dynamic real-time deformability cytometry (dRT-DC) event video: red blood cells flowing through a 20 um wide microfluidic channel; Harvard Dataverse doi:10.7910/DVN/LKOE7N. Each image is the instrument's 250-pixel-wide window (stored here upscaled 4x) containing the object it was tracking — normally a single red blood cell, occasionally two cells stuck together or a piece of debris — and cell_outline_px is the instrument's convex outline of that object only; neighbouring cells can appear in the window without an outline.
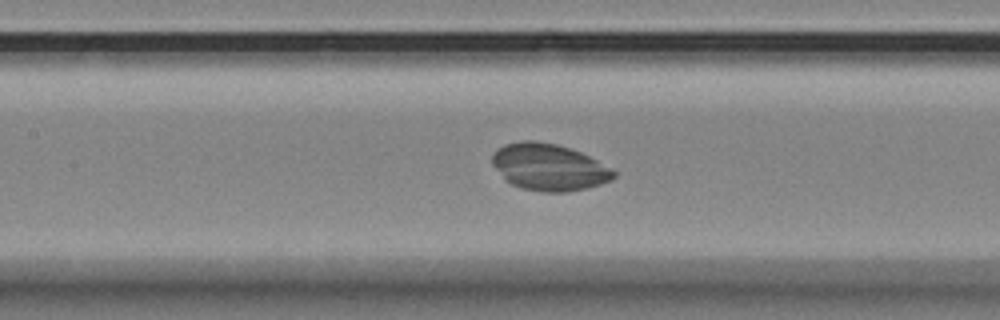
{"species": "Egyptian fruit bat (a non-hibernating species)", "species_latin": "Rousettus aegyptiacus", "temperature_condition": "room temperature", "stored_images_in_passage": 58, "camera_frame_rate_fps": 3000, "um_per_image_px": 0.085, "animal": {"sex": "female"}, "frame": {"image": 1, "passage_image": 27, "time_ms": 8.667, "image_size_px": [1000, 320], "cell_outline_px": [[616, 176], [612, 180], [588, 188], [564, 192], [544, 192], [520, 188], [504, 180], [492, 164], [492, 156], [496, 148], [504, 144], [520, 140], [536, 140], [556, 144], [580, 152], [612, 168], [616, 172]], "centroid_in_image_um": [46.63, 14.2], "position_along_channel_um": 160.8, "area_um2": 33.35}}
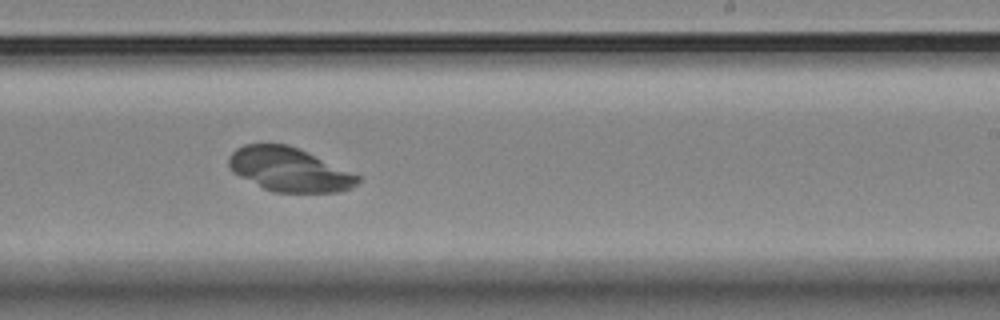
{"frame": {"image": 2, "passage_image": 36, "time_ms": 11.667, "image_size_px": [1000, 320], "cell_outline_px": [[360, 180], [352, 188], [340, 192], [272, 192], [232, 172], [228, 164], [228, 156], [236, 148], [244, 144], [288, 144], [360, 176]], "centroid_in_image_um": [24.55, 14.41], "position_along_channel_um": 264.4, "area_um2": 32.66}}
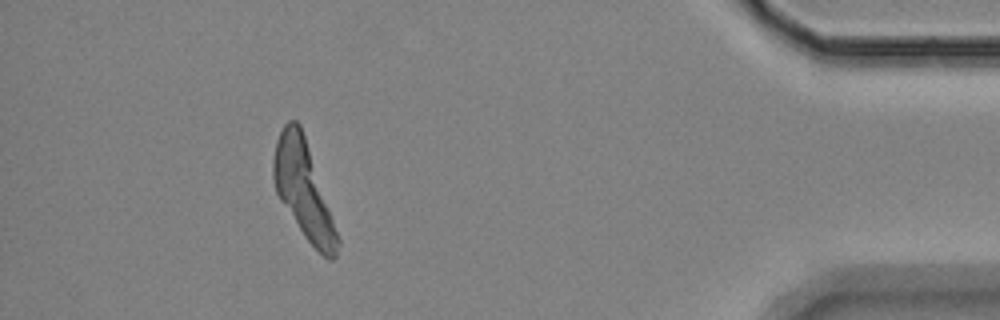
{"frame": {"image": 3, "passage_image": 53, "time_ms": 17.333, "image_size_px": [1000, 320], "cell_outline_px": [[340, 244], [336, 256], [332, 260], [328, 260], [304, 236], [280, 200], [276, 192], [272, 176], [272, 160], [276, 140], [284, 124], [288, 120], [296, 120], [300, 124], [340, 240]], "centroid_in_image_um": [25.77, 16.14], "position_along_channel_um": 409.4, "area_um2": 35.43}}